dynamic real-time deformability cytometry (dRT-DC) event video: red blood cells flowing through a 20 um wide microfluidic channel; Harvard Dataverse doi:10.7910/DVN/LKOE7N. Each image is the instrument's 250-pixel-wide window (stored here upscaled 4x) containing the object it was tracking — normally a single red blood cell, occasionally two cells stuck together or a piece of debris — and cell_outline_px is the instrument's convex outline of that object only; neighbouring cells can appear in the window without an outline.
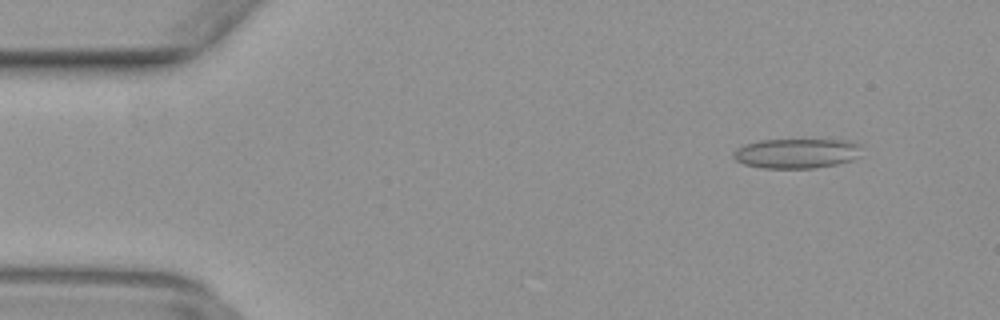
{"species": "common noctule bat (a hibernating species)", "species_latin": "Nyctalus noctula", "temperature_condition": "warm", "stored_images_in_passage": 49, "camera_frame_rate_fps": 3000, "um_per_image_px": 0.085, "animal": {"sex": "female", "body_mass_g": 29.2, "forearm_length_mm": 56.3}, "frame": {"image": 1, "passage_image": 5, "time_ms": 1.333, "image_size_px": [1000, 320], "cell_outline_px": [[860, 156], [852, 160], [836, 164], [816, 168], [764, 168], [744, 164], [736, 160], [732, 156], [736, 148], [744, 144], [760, 140], [844, 140], [860, 144]], "centroid_in_image_um": [67.7, 13.04], "position_along_channel_um": 17.3, "area_um2": 22.25}}
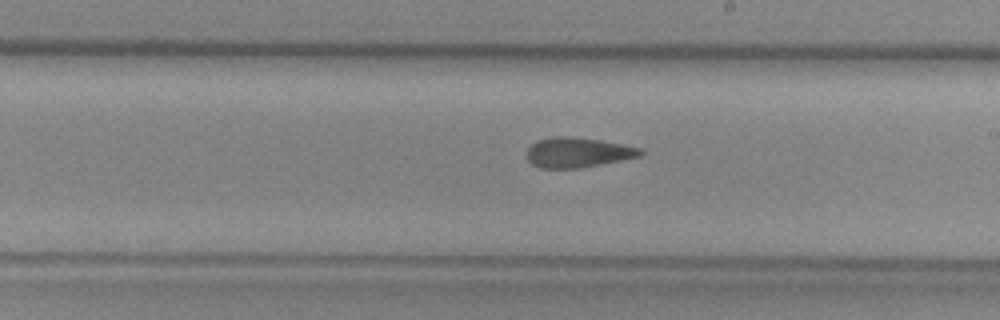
{"frame": {"image": 2, "passage_image": 28, "time_ms": 9.0, "image_size_px": [1000, 320], "cell_outline_px": [[644, 152], [640, 156], [580, 168], [540, 168], [532, 164], [528, 160], [528, 148], [536, 140], [552, 136], [568, 136], [600, 140], [640, 148]], "centroid_in_image_um": [49.07, 12.95], "position_along_channel_um": 239.9, "area_um2": 19.65}}
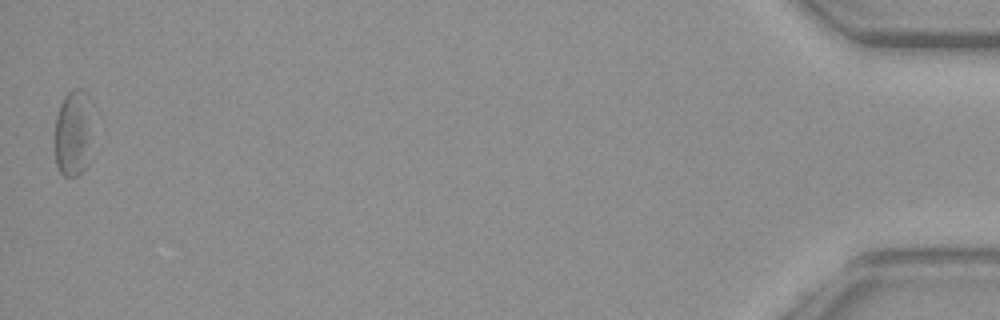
{"frame": {"image": 3, "passage_image": 49, "time_ms": 16.0, "image_size_px": [1000, 320], "cell_outline_px": [[92, 100], [84, 168], [76, 176], [64, 176], [60, 172], [56, 164], [56, 116], [60, 104], [64, 96], [68, 92], [76, 88], [84, 92]], "centroid_in_image_um": [6.17, 11.24], "position_along_channel_um": 429.0, "area_um2": 18.09}}